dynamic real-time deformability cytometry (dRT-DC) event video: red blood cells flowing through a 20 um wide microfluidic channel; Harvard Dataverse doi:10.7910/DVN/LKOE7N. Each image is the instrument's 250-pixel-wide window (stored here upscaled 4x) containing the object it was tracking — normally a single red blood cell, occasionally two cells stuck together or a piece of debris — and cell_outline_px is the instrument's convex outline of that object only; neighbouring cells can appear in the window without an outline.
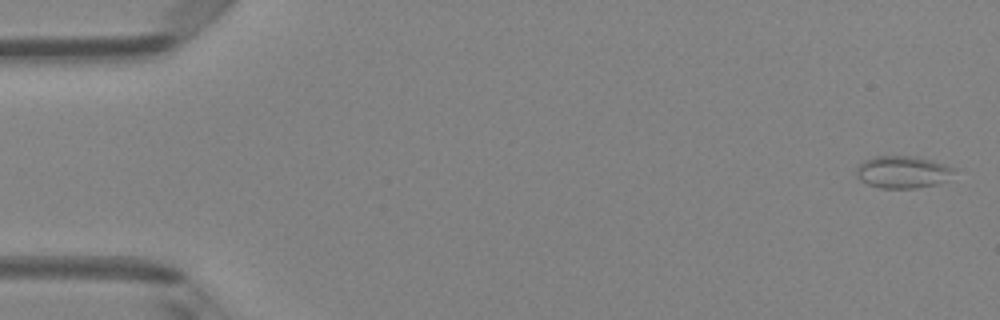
{"species": "Egyptian fruit bat (a non-hibernating species)", "species_latin": "Rousettus aegyptiacus", "temperature_condition": "room temperature", "stored_images_in_passage": 5, "segment_of_instrument_passage": [2, 2], "camera_frame_rate_fps": 3000, "um_per_image_px": 0.085, "animal": {"sex": "female"}, "frame": {"image": 1, "passage_image": 5, "time_ms": 1.333, "image_size_px": [1000, 320], "cell_outline_px": [[960, 168], [944, 180], [936, 184], [916, 188], [880, 188], [868, 184], [860, 180], [856, 176], [856, 168], [864, 160], [872, 156], [916, 156]], "centroid_in_image_um": [76.73, 14.61], "position_along_channel_um": 8.3, "area_um2": 18.5}}